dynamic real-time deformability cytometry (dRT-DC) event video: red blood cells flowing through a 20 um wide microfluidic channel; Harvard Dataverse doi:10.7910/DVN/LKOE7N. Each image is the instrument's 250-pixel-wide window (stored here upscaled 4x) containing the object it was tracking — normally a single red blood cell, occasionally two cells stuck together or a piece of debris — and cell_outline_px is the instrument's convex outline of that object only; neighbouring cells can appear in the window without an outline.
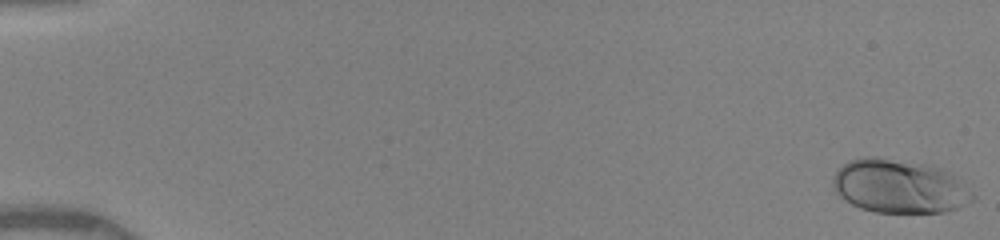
{"species": "human", "species_latin": "Homo sapiens", "temperature_condition": "warm", "stored_images_in_passage": 45, "camera_frame_rate_fps": 3000, "um_per_image_px": 0.085, "donor": {"sex": "female"}, "frame": {"image": 1, "passage_image": 1, "time_ms": 0.0, "image_size_px": [1000, 240], "cell_outline_px": [[976, 200], [956, 208], [944, 212], [876, 212], [860, 208], [844, 200], [832, 188], [832, 180], [836, 172], [848, 160], [868, 156], [880, 156], [932, 164], [940, 168], [952, 176], [976, 196]], "centroid_in_image_um": [76.41, 15.82], "position_along_channel_um": 8.6, "area_um2": 43.81}}
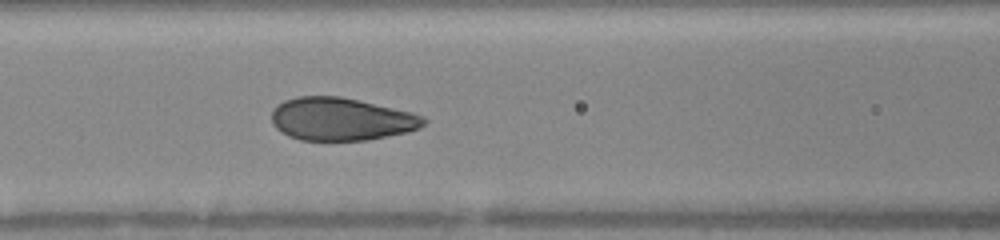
{"frame": {"image": 2, "passage_image": 23, "time_ms": 7.333, "image_size_px": [1000, 240], "cell_outline_px": [[428, 120], [420, 128], [408, 132], [368, 140], [300, 140], [288, 136], [280, 132], [272, 124], [272, 112], [284, 100], [296, 96], [340, 96], [412, 112], [424, 116]], "centroid_in_image_um": [29.01, 10.13], "position_along_channel_um": 137.6, "area_um2": 38.03}}
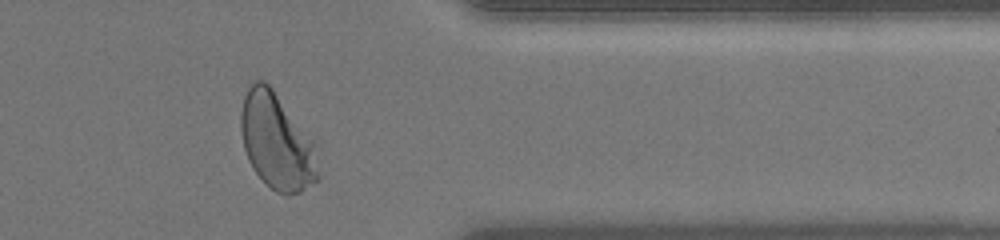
{"frame": {"image": 3, "passage_image": 42, "time_ms": 13.667, "image_size_px": [1000, 240], "cell_outline_px": [[320, 176], [316, 180], [300, 192], [276, 192], [252, 168], [248, 160], [244, 148], [240, 128], [240, 112], [244, 96], [252, 80], [264, 80], [272, 88], [316, 144]], "centroid_in_image_um": [23.52, 12.0], "position_along_channel_um": 387.9, "area_um2": 42.95}, "authors_computed_cell_mechanics": {"area_um2": 39.2462, "velocity_mm_per_s": 4.0823, "shape_relaxation_time_tau1_ms": 2.6161, "shape_relaxation_time_tau2_ms": null, "deformation_change_tau1": 0.1426, "deformation_change_tau2": null}}